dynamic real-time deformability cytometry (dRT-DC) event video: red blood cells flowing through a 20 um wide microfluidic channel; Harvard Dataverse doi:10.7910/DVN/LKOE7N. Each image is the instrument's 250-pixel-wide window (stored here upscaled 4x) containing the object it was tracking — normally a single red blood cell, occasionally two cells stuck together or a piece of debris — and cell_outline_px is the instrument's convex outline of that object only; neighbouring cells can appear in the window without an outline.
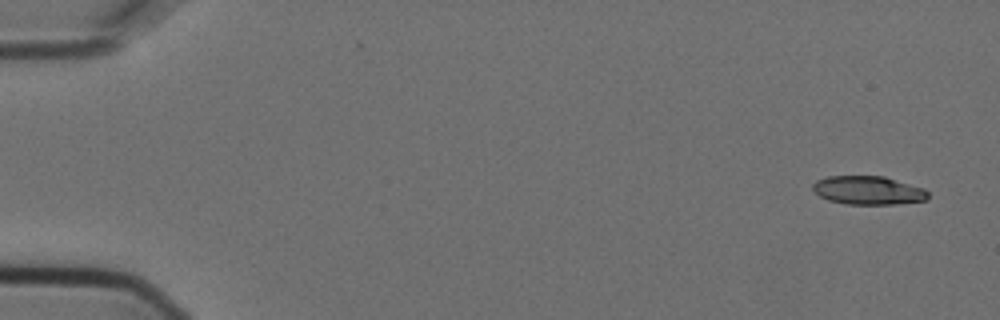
{"species": "Egyptian fruit bat (a non-hibernating species)", "species_latin": "Rousettus aegyptiacus", "temperature_condition": "cold", "stored_images_in_passage": 3, "segment_of_instrument_passage": [2, 2], "camera_frame_rate_fps": 3000, "um_per_image_px": 0.085, "animal": {"sex": "female"}, "frame": {"image": 1, "passage_image": 3, "time_ms": 0.667, "image_size_px": [1000, 320], "cell_outline_px": [[928, 200], [892, 204], [848, 204], [828, 200], [820, 196], [812, 188], [812, 184], [816, 180], [828, 176], [884, 176], [924, 188], [928, 192]], "centroid_in_image_um": [73.8, 16.17], "position_along_channel_um": 11.2, "area_um2": 19.13}}